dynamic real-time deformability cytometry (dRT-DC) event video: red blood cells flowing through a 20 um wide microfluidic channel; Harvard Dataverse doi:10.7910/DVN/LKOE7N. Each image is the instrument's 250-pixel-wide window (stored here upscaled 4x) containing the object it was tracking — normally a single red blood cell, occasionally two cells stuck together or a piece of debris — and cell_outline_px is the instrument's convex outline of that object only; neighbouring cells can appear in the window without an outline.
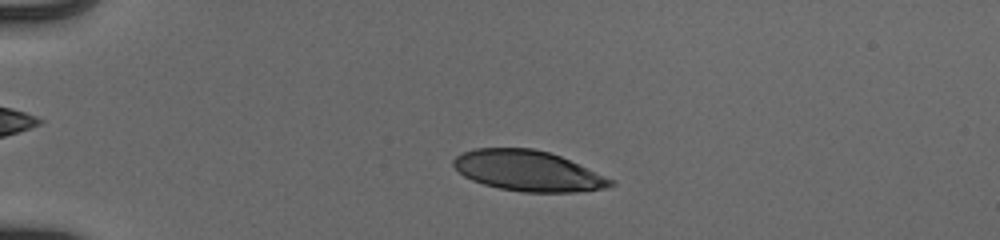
{"species": "human", "species_latin": "Homo sapiens", "temperature_condition": "cold", "stored_images_in_passage": 50, "camera_frame_rate_fps": 3000, "um_per_image_px": 0.085, "donor": {"sex": "male"}, "frame": {"image": 1, "passage_image": 10, "time_ms": 3.0, "image_size_px": [1000, 240], "cell_outline_px": [[616, 184], [608, 188], [576, 192], [524, 192], [500, 188], [484, 184], [472, 180], [464, 176], [452, 164], [452, 160], [456, 156], [464, 152], [476, 148], [532, 148], [548, 152], [560, 156], [616, 180]], "centroid_in_image_um": [44.92, 14.53], "position_along_channel_um": 40.1, "area_um2": 37.05}}
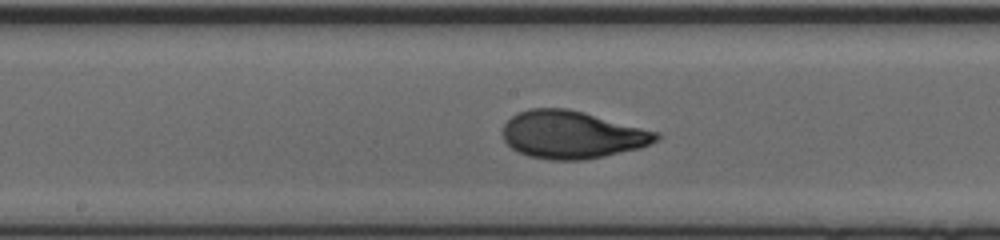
{"frame": {"image": 2, "passage_image": 26, "time_ms": 8.333, "image_size_px": [1000, 240], "cell_outline_px": [[660, 140], [640, 148], [604, 156], [584, 160], [552, 160], [528, 156], [516, 152], [504, 140], [504, 124], [516, 112], [528, 108], [568, 108], [584, 112], [660, 132]], "centroid_in_image_um": [48.64, 11.45], "position_along_channel_um": 199.6, "area_um2": 42.89}}
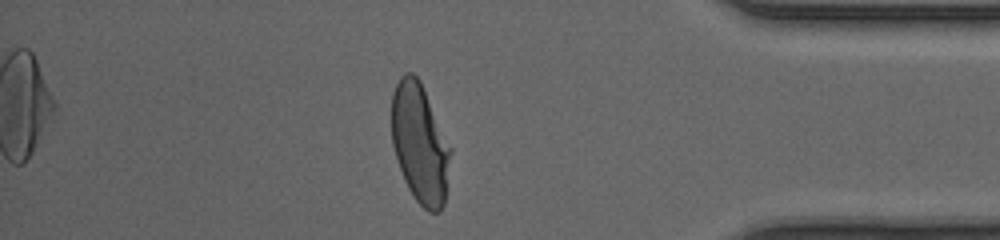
{"frame": {"image": 3, "passage_image": 43, "time_ms": 14.0, "image_size_px": [1000, 240], "cell_outline_px": [[452, 152], [444, 204], [440, 212], [428, 212], [412, 196], [404, 180], [392, 144], [392, 92], [400, 76], [404, 72], [412, 72], [420, 80], [452, 148]], "centroid_in_image_um": [35.7, 12.19], "position_along_channel_um": 399.5, "area_um2": 41.27}, "authors_computed_cell_mechanics": {"area_um2": 41.2114, "velocity_mm_per_s": 3.9466, "shape_relaxation_time_tau1_ms": 3.5868, "shape_relaxation_time_tau2_ms": 0.7826, "deformation_change_tau1": 0.1946, "deformation_change_tau2": 0.0639}}